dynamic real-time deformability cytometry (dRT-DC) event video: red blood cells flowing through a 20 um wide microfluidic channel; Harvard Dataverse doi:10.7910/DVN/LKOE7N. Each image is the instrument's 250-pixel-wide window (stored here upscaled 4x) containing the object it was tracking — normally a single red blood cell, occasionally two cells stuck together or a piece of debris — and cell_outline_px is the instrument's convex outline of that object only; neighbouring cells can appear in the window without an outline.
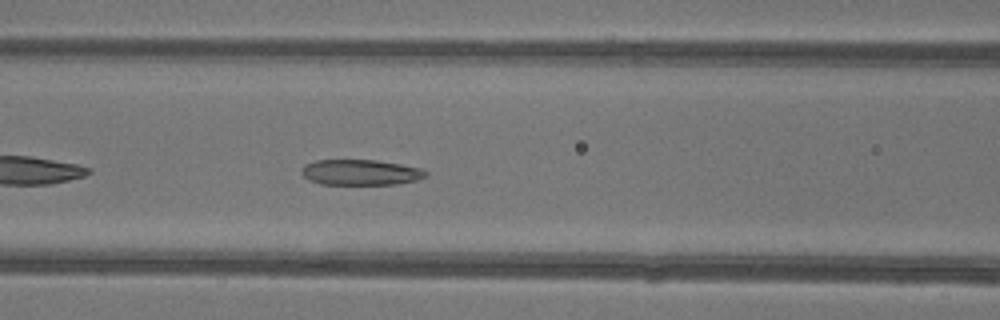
{"species": "common noctule bat (a hibernating species)", "species_latin": "Nyctalus noctula", "temperature_condition": "warm", "stored_images_in_passage": 26, "camera_frame_rate_fps": 3000, "um_per_image_px": 0.085, "animal": {"sex": "female"}, "frame": {"image": 1, "passage_image": 7, "time_ms": 2.0, "image_size_px": [1000, 320], "cell_outline_px": [[428, 176], [416, 180], [396, 184], [320, 184], [308, 180], [300, 172], [300, 168], [304, 164], [316, 160], [376, 160], [400, 164], [420, 168], [428, 172]], "centroid_in_image_um": [30.61, 14.65], "position_along_channel_um": 136.0, "area_um2": 18.61}}
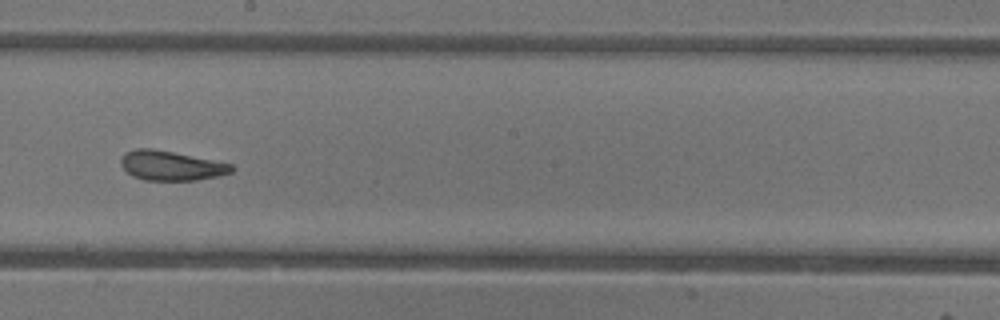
{"frame": {"image": 2, "passage_image": 14, "time_ms": 4.333, "image_size_px": [1000, 320], "cell_outline_px": [[236, 168], [232, 172], [220, 176], [196, 180], [144, 180], [132, 176], [120, 164], [120, 156], [124, 152], [136, 148], [152, 148], [232, 164]], "centroid_in_image_um": [14.52, 14.08], "position_along_channel_um": 233.7, "area_um2": 19.13}}
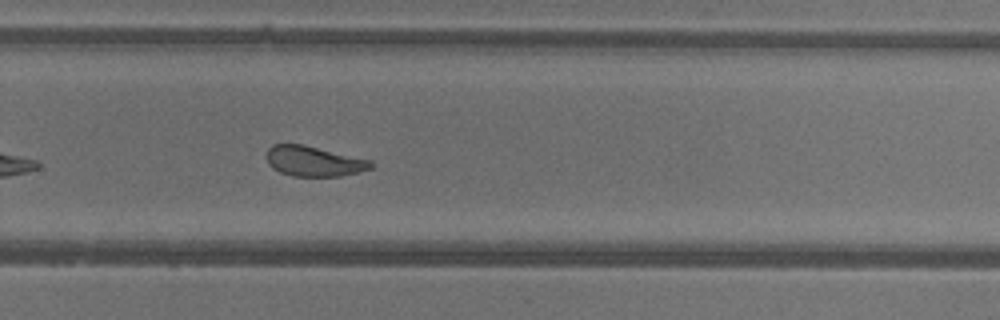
{"frame": {"image": 3, "passage_image": 19, "time_ms": 6.0, "image_size_px": [1000, 320], "cell_outline_px": [[372, 168], [360, 172], [340, 176], [292, 176], [280, 172], [272, 168], [268, 164], [264, 156], [268, 148], [272, 144], [304, 144], [372, 160]], "centroid_in_image_um": [26.64, 13.69], "position_along_channel_um": 303.2, "area_um2": 18.67}, "authors_computed_cell_mechanics": {"area_um2": 19.3919, "velocity_mm_per_s": 4.2007, "shape_relaxation_time_tau1_ms": null, "shape_relaxation_time_tau2_ms": 1.8916, "deformation_change_tau1": null, "deformation_change_tau2": 0.1}}